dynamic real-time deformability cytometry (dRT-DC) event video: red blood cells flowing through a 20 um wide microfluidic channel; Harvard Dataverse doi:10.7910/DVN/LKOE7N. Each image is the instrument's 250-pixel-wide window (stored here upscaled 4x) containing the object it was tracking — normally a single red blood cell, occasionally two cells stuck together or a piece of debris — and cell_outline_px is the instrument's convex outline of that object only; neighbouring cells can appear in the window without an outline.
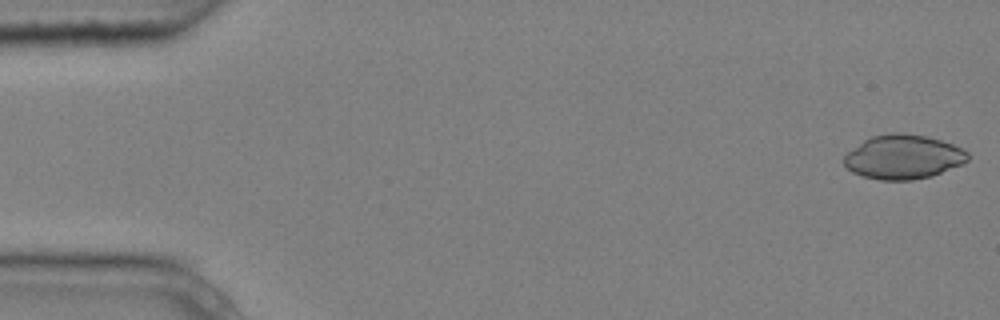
{"species": "common noctule bat (a hibernating species)", "species_latin": "Nyctalus noctula", "temperature_condition": "cold", "stored_images_in_passage": 5, "camera_frame_rate_fps": 3000, "um_per_image_px": 0.085, "animal": {"sex": "male", "body_mass_g": 20.4}, "frame": {"image": 1, "passage_image": 1, "time_ms": 0.0, "image_size_px": [1000, 320], "cell_outline_px": [[968, 160], [964, 164], [932, 176], [912, 180], [880, 180], [864, 176], [852, 172], [844, 164], [844, 156], [852, 148], [864, 140], [872, 136], [888, 132], [904, 132], [924, 136], [940, 140], [952, 144], [968, 152]], "centroid_in_image_um": [76.78, 13.34], "position_along_channel_um": 8.2, "area_um2": 31.96}}